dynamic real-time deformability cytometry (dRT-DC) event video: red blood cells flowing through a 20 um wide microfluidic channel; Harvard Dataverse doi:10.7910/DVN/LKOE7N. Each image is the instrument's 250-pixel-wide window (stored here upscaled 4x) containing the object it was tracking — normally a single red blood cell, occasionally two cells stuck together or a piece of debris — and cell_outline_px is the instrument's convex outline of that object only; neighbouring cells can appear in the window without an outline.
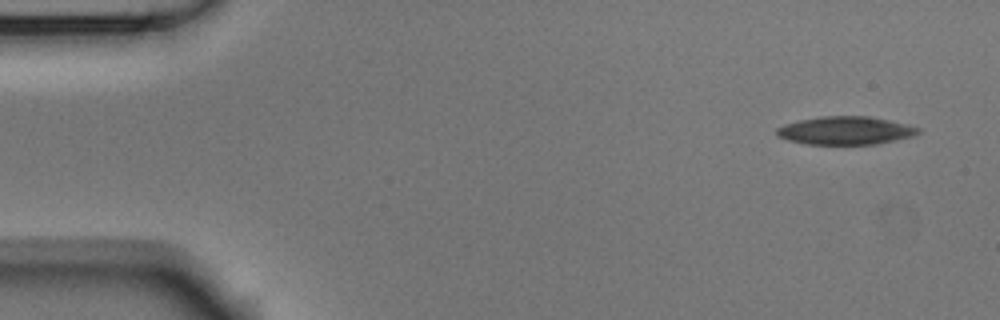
{"species": "Egyptian fruit bat (a non-hibernating species)", "species_latin": "Rousettus aegyptiacus", "temperature_condition": "room temperature", "stored_images_in_passage": 5, "segment_of_instrument_passage": [1, 2], "camera_frame_rate_fps": 3000, "um_per_image_px": 0.085, "animal": {"sex": "male"}, "frame": {"image": 1, "passage_image": 1, "time_ms": 0.0, "image_size_px": [1000, 320], "cell_outline_px": [[920, 132], [912, 136], [896, 140], [876, 144], [808, 144], [788, 140], [776, 136], [776, 128], [784, 124], [800, 120], [820, 116], [868, 116], [888, 120], [920, 128]], "centroid_in_image_um": [71.83, 11.1], "position_along_channel_um": 13.2, "area_um2": 23.06}}
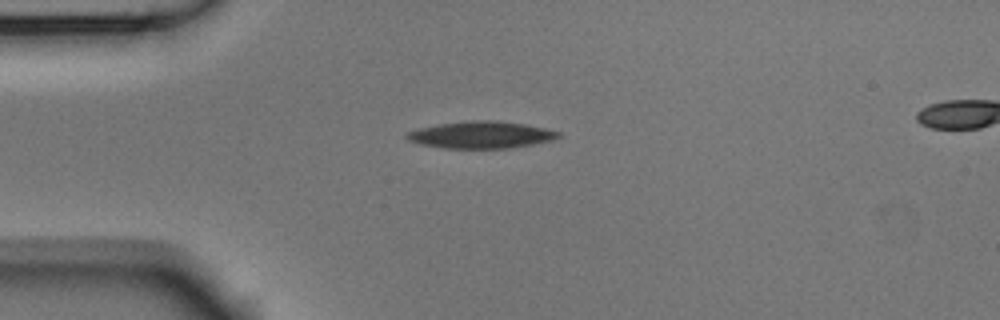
{"frame": {"image": 2, "passage_image": 4, "time_ms": 1.0, "image_size_px": [1000, 320], "cell_outline_px": [[560, 136], [552, 140], [532, 144], [508, 148], [444, 148], [420, 144], [408, 140], [404, 136], [404, 132], [416, 128], [440, 124], [472, 120], [496, 120], [528, 124], [560, 132]], "centroid_in_image_um": [40.85, 11.45], "position_along_channel_um": 44.2, "area_um2": 23.93}}